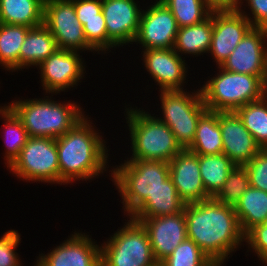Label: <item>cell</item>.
<instances>
[{
  "label": "cell",
  "mask_w": 267,
  "mask_h": 266,
  "mask_svg": "<svg viewBox=\"0 0 267 266\" xmlns=\"http://www.w3.org/2000/svg\"><path fill=\"white\" fill-rule=\"evenodd\" d=\"M187 237L214 261L224 263L245 241L235 209L213 198L184 207Z\"/></svg>",
  "instance_id": "cell-1"
},
{
  "label": "cell",
  "mask_w": 267,
  "mask_h": 266,
  "mask_svg": "<svg viewBox=\"0 0 267 266\" xmlns=\"http://www.w3.org/2000/svg\"><path fill=\"white\" fill-rule=\"evenodd\" d=\"M90 123L84 117L64 135L56 138L61 185L79 179L88 180L106 171L108 150L102 136Z\"/></svg>",
  "instance_id": "cell-2"
},
{
  "label": "cell",
  "mask_w": 267,
  "mask_h": 266,
  "mask_svg": "<svg viewBox=\"0 0 267 266\" xmlns=\"http://www.w3.org/2000/svg\"><path fill=\"white\" fill-rule=\"evenodd\" d=\"M41 99L15 100L8 105L22 121L29 137L56 139L85 117L77 103Z\"/></svg>",
  "instance_id": "cell-3"
},
{
  "label": "cell",
  "mask_w": 267,
  "mask_h": 266,
  "mask_svg": "<svg viewBox=\"0 0 267 266\" xmlns=\"http://www.w3.org/2000/svg\"><path fill=\"white\" fill-rule=\"evenodd\" d=\"M132 155L130 159L169 163L181 150L171 129L161 120L139 109H127Z\"/></svg>",
  "instance_id": "cell-4"
},
{
  "label": "cell",
  "mask_w": 267,
  "mask_h": 266,
  "mask_svg": "<svg viewBox=\"0 0 267 266\" xmlns=\"http://www.w3.org/2000/svg\"><path fill=\"white\" fill-rule=\"evenodd\" d=\"M113 171V172H112ZM114 184L130 216L162 183L169 178V163L155 160L128 159L111 170Z\"/></svg>",
  "instance_id": "cell-5"
},
{
  "label": "cell",
  "mask_w": 267,
  "mask_h": 266,
  "mask_svg": "<svg viewBox=\"0 0 267 266\" xmlns=\"http://www.w3.org/2000/svg\"><path fill=\"white\" fill-rule=\"evenodd\" d=\"M218 68L219 74L200 89L209 111L235 112L239 107L261 99L262 80L258 76Z\"/></svg>",
  "instance_id": "cell-6"
},
{
  "label": "cell",
  "mask_w": 267,
  "mask_h": 266,
  "mask_svg": "<svg viewBox=\"0 0 267 266\" xmlns=\"http://www.w3.org/2000/svg\"><path fill=\"white\" fill-rule=\"evenodd\" d=\"M127 223L101 245V266H158L143 225L129 217Z\"/></svg>",
  "instance_id": "cell-7"
},
{
  "label": "cell",
  "mask_w": 267,
  "mask_h": 266,
  "mask_svg": "<svg viewBox=\"0 0 267 266\" xmlns=\"http://www.w3.org/2000/svg\"><path fill=\"white\" fill-rule=\"evenodd\" d=\"M163 118H158L173 132L182 149H188L195 136L200 117L208 110L202 92L192 94L184 90L160 91Z\"/></svg>",
  "instance_id": "cell-8"
},
{
  "label": "cell",
  "mask_w": 267,
  "mask_h": 266,
  "mask_svg": "<svg viewBox=\"0 0 267 266\" xmlns=\"http://www.w3.org/2000/svg\"><path fill=\"white\" fill-rule=\"evenodd\" d=\"M8 169L23 180L60 184L56 139L28 137L19 156Z\"/></svg>",
  "instance_id": "cell-9"
},
{
  "label": "cell",
  "mask_w": 267,
  "mask_h": 266,
  "mask_svg": "<svg viewBox=\"0 0 267 266\" xmlns=\"http://www.w3.org/2000/svg\"><path fill=\"white\" fill-rule=\"evenodd\" d=\"M43 24L55 38L58 49L94 51L87 43L71 0H44Z\"/></svg>",
  "instance_id": "cell-10"
},
{
  "label": "cell",
  "mask_w": 267,
  "mask_h": 266,
  "mask_svg": "<svg viewBox=\"0 0 267 266\" xmlns=\"http://www.w3.org/2000/svg\"><path fill=\"white\" fill-rule=\"evenodd\" d=\"M178 25L172 12L161 0H156L147 11H142L134 42L144 49H172Z\"/></svg>",
  "instance_id": "cell-11"
},
{
  "label": "cell",
  "mask_w": 267,
  "mask_h": 266,
  "mask_svg": "<svg viewBox=\"0 0 267 266\" xmlns=\"http://www.w3.org/2000/svg\"><path fill=\"white\" fill-rule=\"evenodd\" d=\"M267 29L252 27L220 66L226 71L258 76L267 67Z\"/></svg>",
  "instance_id": "cell-12"
},
{
  "label": "cell",
  "mask_w": 267,
  "mask_h": 266,
  "mask_svg": "<svg viewBox=\"0 0 267 266\" xmlns=\"http://www.w3.org/2000/svg\"><path fill=\"white\" fill-rule=\"evenodd\" d=\"M145 228L154 257L160 264L187 237L185 213L154 218H133Z\"/></svg>",
  "instance_id": "cell-13"
},
{
  "label": "cell",
  "mask_w": 267,
  "mask_h": 266,
  "mask_svg": "<svg viewBox=\"0 0 267 266\" xmlns=\"http://www.w3.org/2000/svg\"><path fill=\"white\" fill-rule=\"evenodd\" d=\"M253 26L238 10H213V32L208 52L218 66L230 56L232 51Z\"/></svg>",
  "instance_id": "cell-14"
},
{
  "label": "cell",
  "mask_w": 267,
  "mask_h": 266,
  "mask_svg": "<svg viewBox=\"0 0 267 266\" xmlns=\"http://www.w3.org/2000/svg\"><path fill=\"white\" fill-rule=\"evenodd\" d=\"M41 82L46 93H60L74 87L85 70L77 51L57 49L39 65Z\"/></svg>",
  "instance_id": "cell-15"
},
{
  "label": "cell",
  "mask_w": 267,
  "mask_h": 266,
  "mask_svg": "<svg viewBox=\"0 0 267 266\" xmlns=\"http://www.w3.org/2000/svg\"><path fill=\"white\" fill-rule=\"evenodd\" d=\"M138 8L134 0H102L108 49L134 42L142 12Z\"/></svg>",
  "instance_id": "cell-16"
},
{
  "label": "cell",
  "mask_w": 267,
  "mask_h": 266,
  "mask_svg": "<svg viewBox=\"0 0 267 266\" xmlns=\"http://www.w3.org/2000/svg\"><path fill=\"white\" fill-rule=\"evenodd\" d=\"M41 255L37 266H101V247L85 233H74L50 253Z\"/></svg>",
  "instance_id": "cell-17"
},
{
  "label": "cell",
  "mask_w": 267,
  "mask_h": 266,
  "mask_svg": "<svg viewBox=\"0 0 267 266\" xmlns=\"http://www.w3.org/2000/svg\"><path fill=\"white\" fill-rule=\"evenodd\" d=\"M169 177L177 190L178 196L186 204L211 198L204 188L198 155L192 151L182 149L169 162Z\"/></svg>",
  "instance_id": "cell-18"
},
{
  "label": "cell",
  "mask_w": 267,
  "mask_h": 266,
  "mask_svg": "<svg viewBox=\"0 0 267 266\" xmlns=\"http://www.w3.org/2000/svg\"><path fill=\"white\" fill-rule=\"evenodd\" d=\"M223 154L236 166H244L261 149L236 112H218Z\"/></svg>",
  "instance_id": "cell-19"
},
{
  "label": "cell",
  "mask_w": 267,
  "mask_h": 266,
  "mask_svg": "<svg viewBox=\"0 0 267 266\" xmlns=\"http://www.w3.org/2000/svg\"><path fill=\"white\" fill-rule=\"evenodd\" d=\"M144 65L147 72L161 87V91L183 90L186 63L172 49H144Z\"/></svg>",
  "instance_id": "cell-20"
},
{
  "label": "cell",
  "mask_w": 267,
  "mask_h": 266,
  "mask_svg": "<svg viewBox=\"0 0 267 266\" xmlns=\"http://www.w3.org/2000/svg\"><path fill=\"white\" fill-rule=\"evenodd\" d=\"M186 203L178 196L169 177L130 215L131 218H154L184 211Z\"/></svg>",
  "instance_id": "cell-21"
},
{
  "label": "cell",
  "mask_w": 267,
  "mask_h": 266,
  "mask_svg": "<svg viewBox=\"0 0 267 266\" xmlns=\"http://www.w3.org/2000/svg\"><path fill=\"white\" fill-rule=\"evenodd\" d=\"M57 49L55 38L44 24L30 28L20 48L19 70L37 67Z\"/></svg>",
  "instance_id": "cell-22"
},
{
  "label": "cell",
  "mask_w": 267,
  "mask_h": 266,
  "mask_svg": "<svg viewBox=\"0 0 267 266\" xmlns=\"http://www.w3.org/2000/svg\"><path fill=\"white\" fill-rule=\"evenodd\" d=\"M44 0H0V23L33 28L43 24Z\"/></svg>",
  "instance_id": "cell-23"
},
{
  "label": "cell",
  "mask_w": 267,
  "mask_h": 266,
  "mask_svg": "<svg viewBox=\"0 0 267 266\" xmlns=\"http://www.w3.org/2000/svg\"><path fill=\"white\" fill-rule=\"evenodd\" d=\"M213 32V11L203 22L178 28L173 49L179 55L208 53Z\"/></svg>",
  "instance_id": "cell-24"
},
{
  "label": "cell",
  "mask_w": 267,
  "mask_h": 266,
  "mask_svg": "<svg viewBox=\"0 0 267 266\" xmlns=\"http://www.w3.org/2000/svg\"><path fill=\"white\" fill-rule=\"evenodd\" d=\"M196 155L223 153V140L218 112L207 110L199 119L192 145L188 148Z\"/></svg>",
  "instance_id": "cell-25"
},
{
  "label": "cell",
  "mask_w": 267,
  "mask_h": 266,
  "mask_svg": "<svg viewBox=\"0 0 267 266\" xmlns=\"http://www.w3.org/2000/svg\"><path fill=\"white\" fill-rule=\"evenodd\" d=\"M234 209L241 230L246 234L267 219V192L250 186Z\"/></svg>",
  "instance_id": "cell-26"
},
{
  "label": "cell",
  "mask_w": 267,
  "mask_h": 266,
  "mask_svg": "<svg viewBox=\"0 0 267 266\" xmlns=\"http://www.w3.org/2000/svg\"><path fill=\"white\" fill-rule=\"evenodd\" d=\"M198 158L205 191L213 198L224 185L235 164L223 153L198 155Z\"/></svg>",
  "instance_id": "cell-27"
},
{
  "label": "cell",
  "mask_w": 267,
  "mask_h": 266,
  "mask_svg": "<svg viewBox=\"0 0 267 266\" xmlns=\"http://www.w3.org/2000/svg\"><path fill=\"white\" fill-rule=\"evenodd\" d=\"M30 28L0 23V65L7 71L19 70L20 48Z\"/></svg>",
  "instance_id": "cell-28"
},
{
  "label": "cell",
  "mask_w": 267,
  "mask_h": 266,
  "mask_svg": "<svg viewBox=\"0 0 267 266\" xmlns=\"http://www.w3.org/2000/svg\"><path fill=\"white\" fill-rule=\"evenodd\" d=\"M235 112L260 148L267 149V102L261 98L239 107Z\"/></svg>",
  "instance_id": "cell-29"
},
{
  "label": "cell",
  "mask_w": 267,
  "mask_h": 266,
  "mask_svg": "<svg viewBox=\"0 0 267 266\" xmlns=\"http://www.w3.org/2000/svg\"><path fill=\"white\" fill-rule=\"evenodd\" d=\"M0 114L5 121L4 123H6L4 125L5 136L9 139V142H6L7 150L5 153V160L7 162L5 164L9 167L19 156L29 136L20 118L8 105L0 108Z\"/></svg>",
  "instance_id": "cell-30"
},
{
  "label": "cell",
  "mask_w": 267,
  "mask_h": 266,
  "mask_svg": "<svg viewBox=\"0 0 267 266\" xmlns=\"http://www.w3.org/2000/svg\"><path fill=\"white\" fill-rule=\"evenodd\" d=\"M172 12L179 28L207 19L213 11L205 0H161Z\"/></svg>",
  "instance_id": "cell-31"
},
{
  "label": "cell",
  "mask_w": 267,
  "mask_h": 266,
  "mask_svg": "<svg viewBox=\"0 0 267 266\" xmlns=\"http://www.w3.org/2000/svg\"><path fill=\"white\" fill-rule=\"evenodd\" d=\"M250 187V180L244 166H234L229 172L224 185L213 197L214 200L235 208L240 198Z\"/></svg>",
  "instance_id": "cell-32"
},
{
  "label": "cell",
  "mask_w": 267,
  "mask_h": 266,
  "mask_svg": "<svg viewBox=\"0 0 267 266\" xmlns=\"http://www.w3.org/2000/svg\"><path fill=\"white\" fill-rule=\"evenodd\" d=\"M210 258L190 239L178 245L172 254L165 258L160 266H204Z\"/></svg>",
  "instance_id": "cell-33"
},
{
  "label": "cell",
  "mask_w": 267,
  "mask_h": 266,
  "mask_svg": "<svg viewBox=\"0 0 267 266\" xmlns=\"http://www.w3.org/2000/svg\"><path fill=\"white\" fill-rule=\"evenodd\" d=\"M244 167L250 186L267 192V149H260Z\"/></svg>",
  "instance_id": "cell-34"
},
{
  "label": "cell",
  "mask_w": 267,
  "mask_h": 266,
  "mask_svg": "<svg viewBox=\"0 0 267 266\" xmlns=\"http://www.w3.org/2000/svg\"><path fill=\"white\" fill-rule=\"evenodd\" d=\"M20 235L15 230L5 232L0 238V266H21L15 248L20 244Z\"/></svg>",
  "instance_id": "cell-35"
},
{
  "label": "cell",
  "mask_w": 267,
  "mask_h": 266,
  "mask_svg": "<svg viewBox=\"0 0 267 266\" xmlns=\"http://www.w3.org/2000/svg\"><path fill=\"white\" fill-rule=\"evenodd\" d=\"M84 34L87 43L95 50L109 51L108 50V34L105 25V19L85 21L83 26Z\"/></svg>",
  "instance_id": "cell-36"
},
{
  "label": "cell",
  "mask_w": 267,
  "mask_h": 266,
  "mask_svg": "<svg viewBox=\"0 0 267 266\" xmlns=\"http://www.w3.org/2000/svg\"><path fill=\"white\" fill-rule=\"evenodd\" d=\"M245 241L253 249L259 260L267 264V219L254 226L245 234Z\"/></svg>",
  "instance_id": "cell-37"
},
{
  "label": "cell",
  "mask_w": 267,
  "mask_h": 266,
  "mask_svg": "<svg viewBox=\"0 0 267 266\" xmlns=\"http://www.w3.org/2000/svg\"><path fill=\"white\" fill-rule=\"evenodd\" d=\"M74 3L78 20L84 26L85 21L104 19L102 0H71Z\"/></svg>",
  "instance_id": "cell-38"
},
{
  "label": "cell",
  "mask_w": 267,
  "mask_h": 266,
  "mask_svg": "<svg viewBox=\"0 0 267 266\" xmlns=\"http://www.w3.org/2000/svg\"><path fill=\"white\" fill-rule=\"evenodd\" d=\"M248 6L251 9L252 17H249L246 12L241 10L239 11L249 20L253 27L265 28L267 29V0H246ZM245 13V14H244Z\"/></svg>",
  "instance_id": "cell-39"
},
{
  "label": "cell",
  "mask_w": 267,
  "mask_h": 266,
  "mask_svg": "<svg viewBox=\"0 0 267 266\" xmlns=\"http://www.w3.org/2000/svg\"><path fill=\"white\" fill-rule=\"evenodd\" d=\"M212 10H235L244 3L242 0H205Z\"/></svg>",
  "instance_id": "cell-40"
},
{
  "label": "cell",
  "mask_w": 267,
  "mask_h": 266,
  "mask_svg": "<svg viewBox=\"0 0 267 266\" xmlns=\"http://www.w3.org/2000/svg\"><path fill=\"white\" fill-rule=\"evenodd\" d=\"M261 98L267 102V67L264 76L262 77Z\"/></svg>",
  "instance_id": "cell-41"
},
{
  "label": "cell",
  "mask_w": 267,
  "mask_h": 266,
  "mask_svg": "<svg viewBox=\"0 0 267 266\" xmlns=\"http://www.w3.org/2000/svg\"><path fill=\"white\" fill-rule=\"evenodd\" d=\"M223 263L214 261V260H209L204 266H221Z\"/></svg>",
  "instance_id": "cell-42"
}]
</instances>
